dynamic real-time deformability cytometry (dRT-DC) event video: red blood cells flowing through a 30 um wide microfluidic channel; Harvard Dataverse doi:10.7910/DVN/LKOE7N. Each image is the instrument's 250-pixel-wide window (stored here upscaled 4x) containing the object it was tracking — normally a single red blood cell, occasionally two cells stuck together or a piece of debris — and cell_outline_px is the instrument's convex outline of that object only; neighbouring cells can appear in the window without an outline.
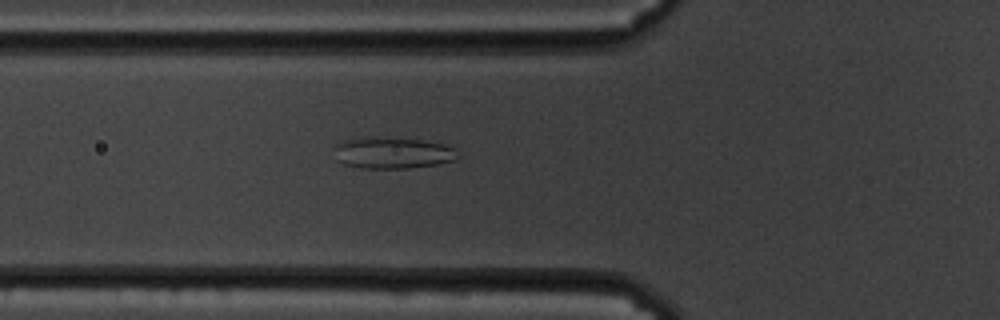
{"species": "common noctule bat (a hibernating species)", "species_latin": "Nyctalus noctula", "temperature_condition": "cold", "stored_images_in_passage": 46, "camera_frame_rate_fps": 3000, "um_per_image_px": 0.085, "animal": {"sex": "male", "body_mass_g": 19.5, "forearm_length_mm": 54.6}, "frame": {"image": 1, "passage_image": 8, "time_ms": 2.333, "image_size_px": [1000, 320], "cell_outline_px": [[460, 156], [456, 160], [436, 164], [408, 168], [360, 168], [344, 164], [336, 160], [336, 144], [344, 140], [360, 136], [372, 136], [420, 140], [444, 144], [456, 148]], "centroid_in_image_um": [33.37, 12.98], "position_along_channel_um": 92.4, "area_um2": 22.89}}
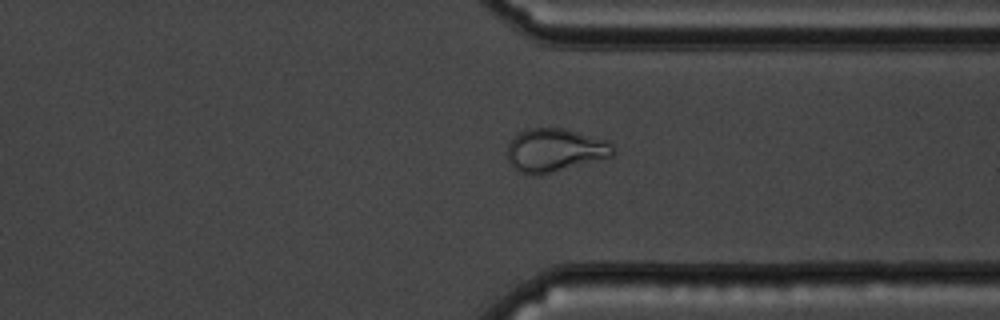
{"frame": {"image": 2, "passage_image": 32, "time_ms": 10.333, "image_size_px": [1000, 320], "cell_outline_px": [[612, 156], [540, 176], [528, 176], [512, 168], [508, 160], [508, 144], [512, 136], [528, 128], [564, 128], [608, 140], [612, 144]], "centroid_in_image_um": [47.11, 12.78], "position_along_channel_um": 364.3, "area_um2": 26.93}}
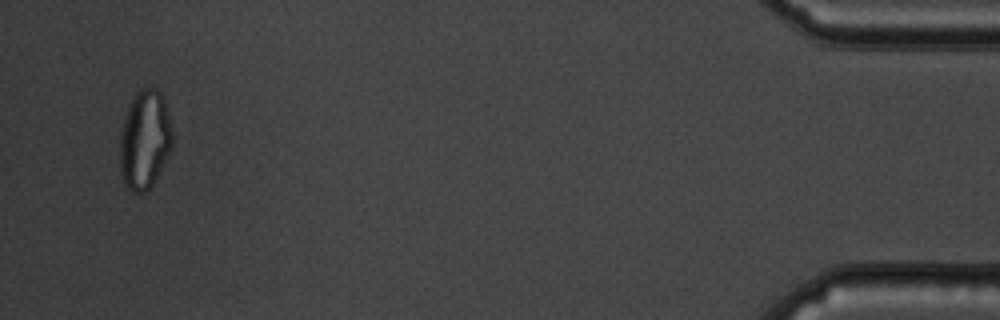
{"frame": {"image": 3, "passage_image": 44, "time_ms": 14.333, "image_size_px": [1000, 320], "cell_outline_px": [[172, 148], [152, 184], [144, 192], [132, 192], [124, 184], [120, 172], [120, 132], [124, 116], [128, 104], [132, 96], [140, 88], [148, 84], [156, 88], [160, 92], [164, 100], [172, 128]], "centroid_in_image_um": [12.28, 11.81], "position_along_channel_um": 422.9, "area_um2": 30.63}, "authors_computed_cell_mechanics": {"area_um2": 23.2934, "velocity_mm_per_s": 3.3975, "shape_relaxation_time_tau1_ms": null, "shape_relaxation_time_tau2_ms": 2.1402, "deformation_change_tau1": null, "deformation_change_tau2": 0.0697}}